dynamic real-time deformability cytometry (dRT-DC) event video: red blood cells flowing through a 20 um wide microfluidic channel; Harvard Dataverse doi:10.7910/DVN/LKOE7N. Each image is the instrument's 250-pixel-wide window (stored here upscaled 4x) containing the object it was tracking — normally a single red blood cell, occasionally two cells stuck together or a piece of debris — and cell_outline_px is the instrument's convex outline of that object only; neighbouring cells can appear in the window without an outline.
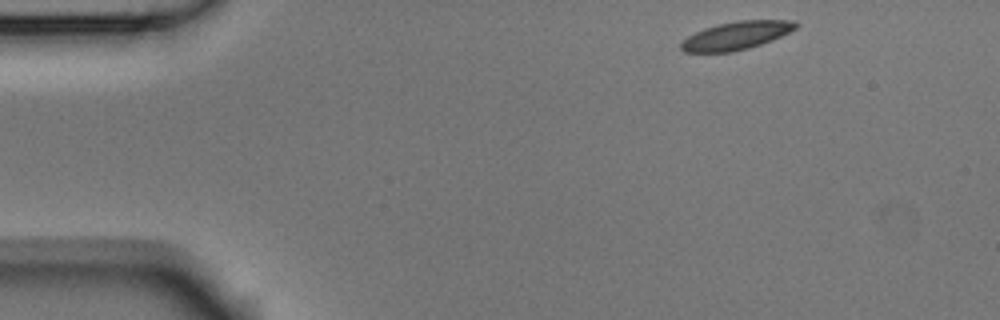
{"species": "Egyptian fruit bat (a non-hibernating species)", "species_latin": "Rousettus aegyptiacus", "temperature_condition": "room temperature", "stored_images_in_passage": 48, "camera_frame_rate_fps": 3000, "um_per_image_px": 0.085, "animal": {"sex": "male"}, "frame": {"image": 1, "passage_image": 1, "time_ms": 0.0, "image_size_px": [1000, 320], "cell_outline_px": [[800, 24], [796, 28], [772, 40], [748, 48], [732, 52], [684, 52], [680, 48], [680, 44], [688, 36], [704, 28], [716, 24], [736, 20], [796, 20]], "centroid_in_image_um": [62.59, 3.01], "position_along_channel_um": 22.4, "area_um2": 18.79}}
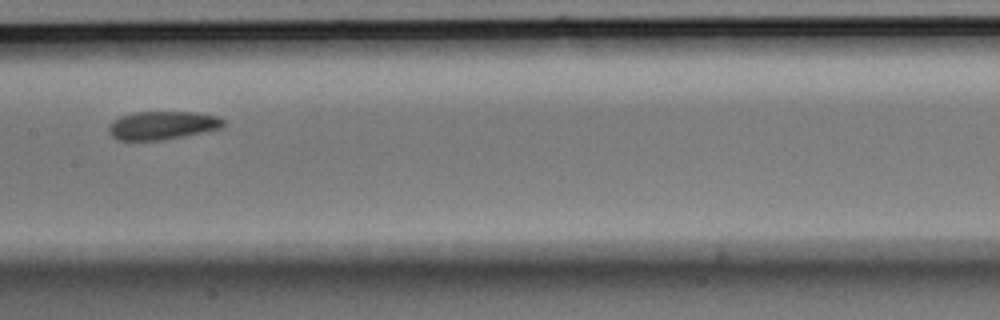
{"frame": {"image": 2, "passage_image": 21, "time_ms": 6.667, "image_size_px": [1000, 320], "cell_outline_px": [[224, 124], [220, 128], [204, 132], [160, 140], [116, 140], [108, 132], [108, 128], [112, 120], [120, 116], [136, 112], [196, 112], [216, 116], [224, 120]], "centroid_in_image_um": [13.76, 10.65], "position_along_channel_um": 193.6, "area_um2": 18.84}}
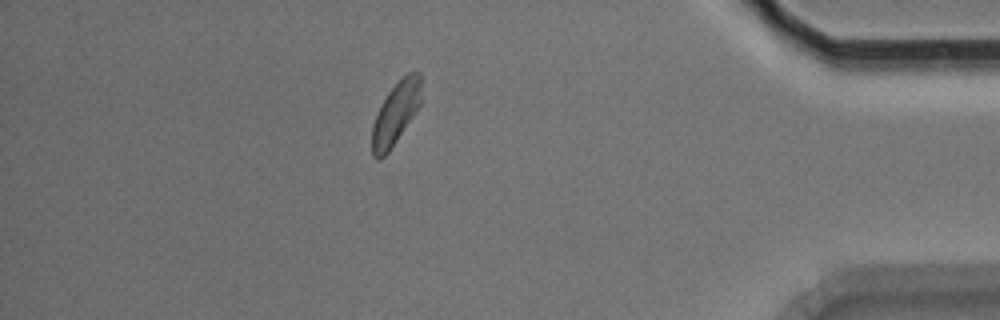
{"frame": {"image": 3, "passage_image": 41, "time_ms": 13.333, "image_size_px": [1000, 320], "cell_outline_px": [[420, 104], [388, 152], [380, 160], [376, 160], [372, 156], [372, 124], [380, 104], [388, 92], [400, 76], [408, 72], [420, 72]], "centroid_in_image_um": [33.59, 9.61], "position_along_channel_um": 401.6, "area_um2": 17.74}, "authors_computed_cell_mechanics": {"area_um2": 18.8717, "velocity_mm_per_s": 3.7264, "shape_relaxation_time_tau1_ms": 3.9557, "shape_relaxation_time_tau2_ms": 2.6058, "deformation_change_tau1": 0.092, "deformation_change_tau2": 0.0735}}